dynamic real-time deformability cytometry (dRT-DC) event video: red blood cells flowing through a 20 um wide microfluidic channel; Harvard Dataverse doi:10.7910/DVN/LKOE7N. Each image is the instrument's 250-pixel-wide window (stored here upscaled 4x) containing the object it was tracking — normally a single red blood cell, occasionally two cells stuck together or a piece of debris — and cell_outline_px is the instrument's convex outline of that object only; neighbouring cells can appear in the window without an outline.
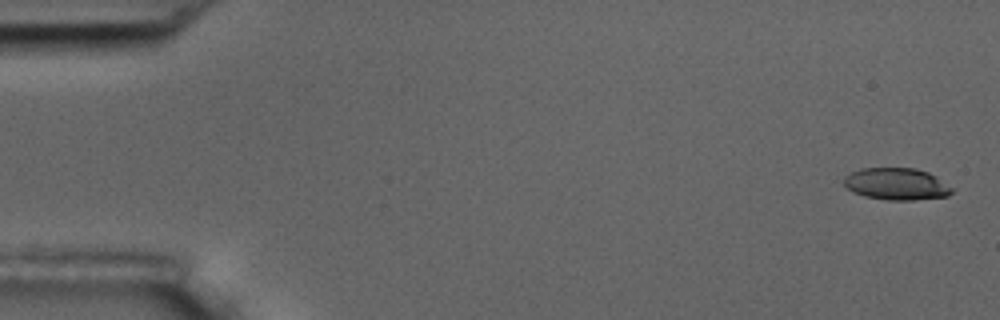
{"species": "common noctule bat (a hibernating species)", "species_latin": "Nyctalus noctula", "temperature_condition": "room temperature", "stored_images_in_passage": 7, "camera_frame_rate_fps": 3000, "um_per_image_px": 0.085, "animal": {"sex": "male", "body_mass_g": 17.5, "forearm_length_mm": 52.3}, "frame": {"image": 1, "passage_image": 1, "time_ms": 0.0, "image_size_px": [1000, 320], "cell_outline_px": [[952, 192], [948, 196], [912, 200], [888, 200], [864, 196], [852, 192], [844, 184], [844, 176], [860, 168], [916, 168], [928, 172], [936, 176], [952, 188]], "centroid_in_image_um": [76.19, 15.63], "position_along_channel_um": 8.8, "area_um2": 20.11}}
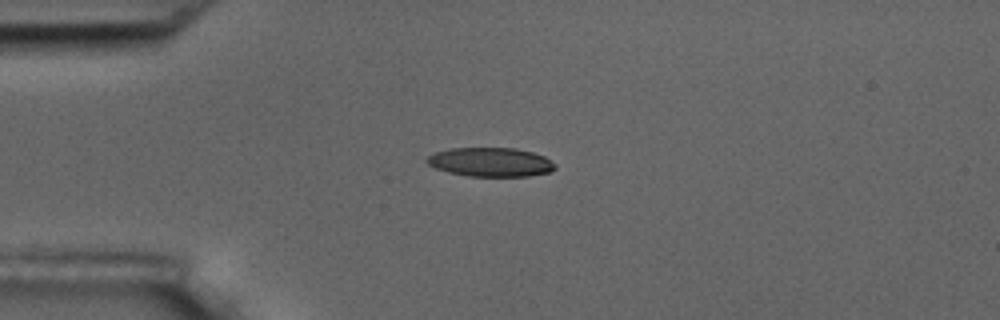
{"frame": {"image": 2, "passage_image": 4, "time_ms": 4.333, "image_size_px": [1000, 320], "cell_outline_px": [[556, 168], [548, 172], [528, 176], [468, 176], [448, 172], [436, 168], [428, 164], [424, 160], [428, 156], [436, 152], [452, 148], [516, 148], [532, 152], [544, 156], [556, 164]], "centroid_in_image_um": [41.7, 13.77], "position_along_channel_um": 43.3, "area_um2": 21.62}}
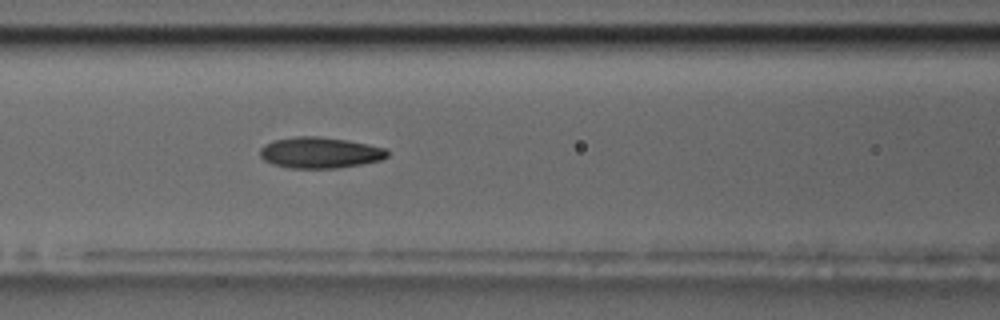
{"frame": {"image": 3, "passage_image": 7, "time_ms": 7.667, "image_size_px": [1000, 320], "cell_outline_px": [[388, 156], [380, 160], [360, 164], [336, 168], [292, 168], [272, 164], [264, 160], [260, 156], [260, 148], [264, 144], [272, 140], [296, 136], [320, 136], [348, 140], [388, 148]], "centroid_in_image_um": [27.18, 12.96], "position_along_channel_um": 139.4, "area_um2": 23.18}}